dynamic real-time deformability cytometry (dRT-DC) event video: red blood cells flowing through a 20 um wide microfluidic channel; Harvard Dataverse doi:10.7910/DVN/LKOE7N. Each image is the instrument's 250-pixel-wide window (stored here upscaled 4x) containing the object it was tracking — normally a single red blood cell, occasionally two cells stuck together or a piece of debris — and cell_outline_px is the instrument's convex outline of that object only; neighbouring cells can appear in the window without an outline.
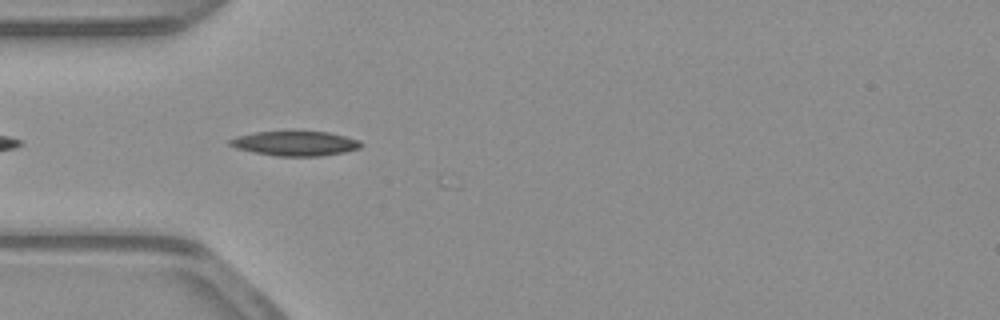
{"species": "common noctule bat (a hibernating species)", "species_latin": "Nyctalus noctula", "temperature_condition": "warm", "stored_images_in_passage": 4, "camera_frame_rate_fps": 3000, "um_per_image_px": 0.085, "animal": {"sex": "male", "body_mass_g": 23.1, "forearm_length_mm": 52.7}, "frame": {"image": 1, "passage_image": 3, "time_ms": 0.667, "image_size_px": [1000, 320], "cell_outline_px": [[364, 144], [360, 148], [344, 152], [320, 156], [276, 156], [252, 152], [236, 148], [228, 144], [228, 140], [236, 136], [252, 132], [328, 132], [360, 140]], "centroid_in_image_um": [25.07, 12.2], "position_along_channel_um": 59.9, "area_um2": 18.84}}